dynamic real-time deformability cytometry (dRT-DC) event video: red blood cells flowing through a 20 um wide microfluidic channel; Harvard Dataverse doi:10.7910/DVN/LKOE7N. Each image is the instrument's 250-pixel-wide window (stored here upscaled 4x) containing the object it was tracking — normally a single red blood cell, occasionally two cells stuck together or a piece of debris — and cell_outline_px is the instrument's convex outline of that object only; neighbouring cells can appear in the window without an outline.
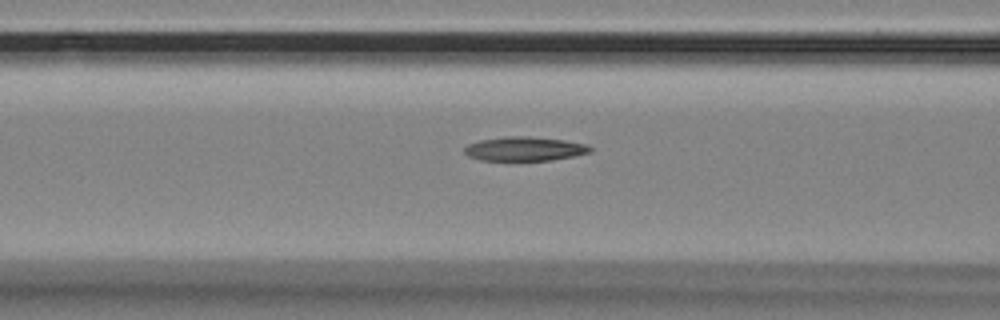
{"species": "Egyptian fruit bat (a non-hibernating species)", "species_latin": "Rousettus aegyptiacus", "temperature_condition": "room temperature", "stored_images_in_passage": 57, "camera_frame_rate_fps": 3000, "um_per_image_px": 0.085, "animal": {"sex": "female"}, "frame": {"image": 1, "passage_image": 23, "time_ms": 7.333, "image_size_px": [1000, 320], "cell_outline_px": [[592, 152], [552, 160], [480, 160], [468, 156], [464, 152], [464, 148], [468, 144], [480, 140], [504, 136], [528, 136], [564, 140], [588, 144], [592, 148]], "centroid_in_image_um": [44.59, 12.64], "position_along_channel_um": 122.0, "area_um2": 17.69}}
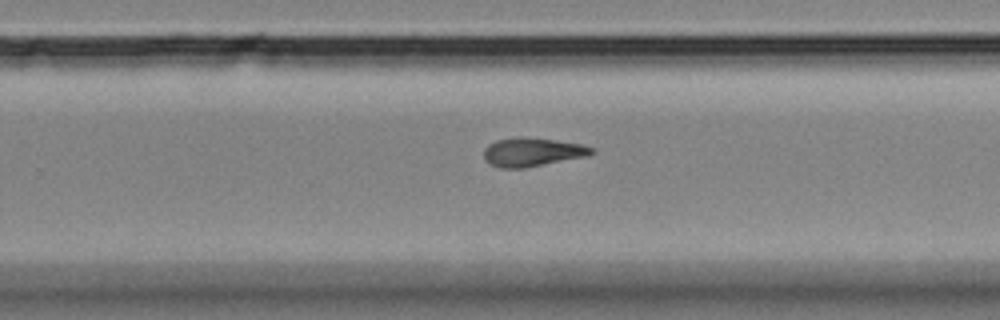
{"frame": {"image": 2, "passage_image": 37, "time_ms": 12.0, "image_size_px": [1000, 320], "cell_outline_px": [[596, 152], [588, 156], [524, 168], [500, 168], [484, 160], [484, 148], [488, 144], [496, 140], [520, 136], [556, 140], [584, 144], [592, 148]], "centroid_in_image_um": [45.25, 12.92], "position_along_channel_um": 284.5, "area_um2": 18.15}}
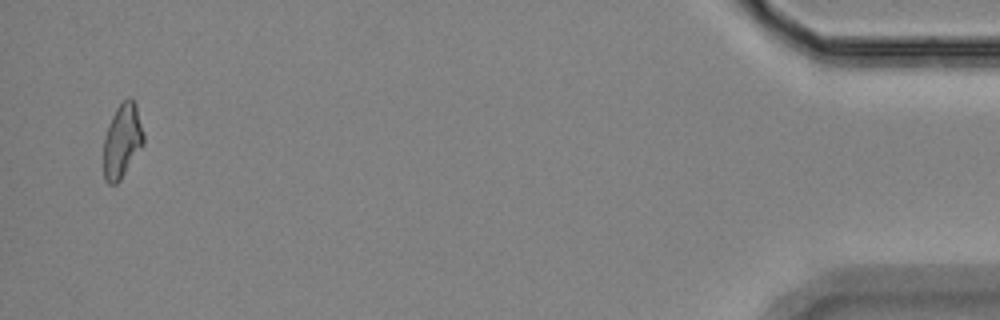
{"frame": {"image": 3, "passage_image": 56, "time_ms": 18.333, "image_size_px": [1000, 320], "cell_outline_px": [[144, 144], [120, 180], [116, 184], [108, 184], [104, 180], [104, 136], [108, 124], [116, 108], [128, 96], [132, 96], [136, 104], [144, 132]], "centroid_in_image_um": [10.39, 11.95], "position_along_channel_um": 424.8, "area_um2": 17.46}, "authors_computed_cell_mechanics": {"area_um2": 17.918, "velocity_mm_per_s": 3.4867, "shape_relaxation_time_tau1_ms": 7.3961, "shape_relaxation_time_tau2_ms": 9.9447, "deformation_change_tau1": 0.1856, "deformation_change_tau2": 0.1862}}